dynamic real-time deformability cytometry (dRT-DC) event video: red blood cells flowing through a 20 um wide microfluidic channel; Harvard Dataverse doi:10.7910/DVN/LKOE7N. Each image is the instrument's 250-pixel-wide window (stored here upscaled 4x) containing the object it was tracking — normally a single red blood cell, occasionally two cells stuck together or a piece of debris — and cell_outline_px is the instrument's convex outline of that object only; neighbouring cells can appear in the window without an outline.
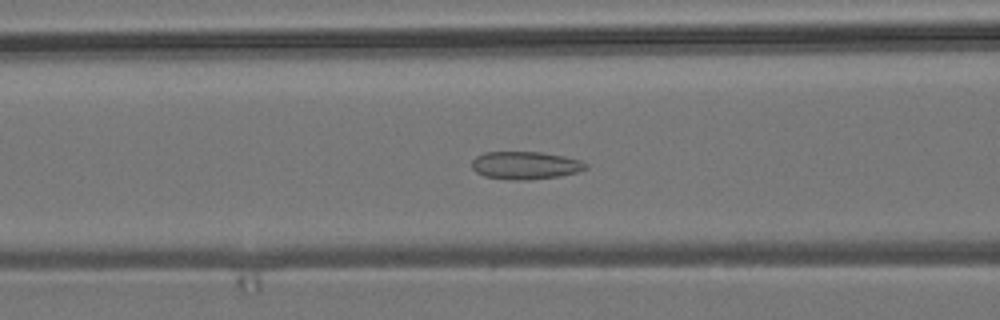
{"species": "common noctule bat (a hibernating species)", "species_latin": "Nyctalus noctula", "temperature_condition": "room temperature", "stored_images_in_passage": 43, "camera_frame_rate_fps": 3000, "um_per_image_px": 0.085, "animal": {"sex": "male", "body_mass_g": 19.2, "forearm_length_mm": 51.8}, "frame": {"image": 1, "passage_image": 18, "time_ms": 5.667, "image_size_px": [1000, 320], "cell_outline_px": [[588, 168], [576, 172], [560, 176], [528, 180], [516, 180], [484, 176], [476, 172], [472, 168], [472, 160], [476, 156], [484, 152], [540, 152], [564, 156], [580, 160], [588, 164]], "centroid_in_image_um": [44.65, 14.05], "position_along_channel_um": 121.9, "area_um2": 18.44}}
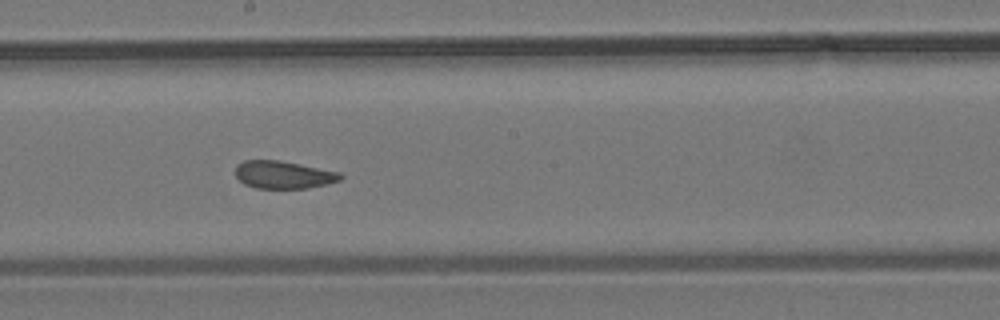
{"frame": {"image": 2, "passage_image": 26, "time_ms": 8.333, "image_size_px": [1000, 320], "cell_outline_px": [[344, 176], [340, 180], [328, 184], [308, 188], [256, 188], [244, 184], [236, 176], [236, 164], [244, 160], [280, 160], [340, 172]], "centroid_in_image_um": [24.1, 14.85], "position_along_channel_um": 224.1, "area_um2": 16.99}}
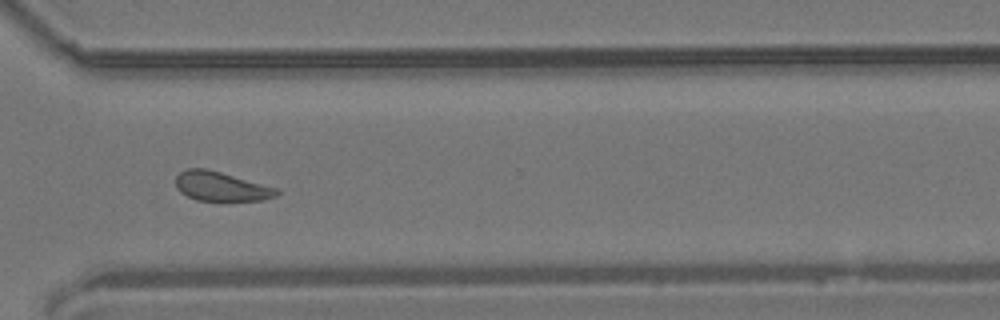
{"frame": {"image": 3, "passage_image": 36, "time_ms": 11.667, "image_size_px": [1000, 320], "cell_outline_px": [[280, 192], [276, 196], [264, 200], [196, 200], [180, 192], [176, 188], [176, 176], [180, 172], [188, 168], [204, 168], [220, 172], [280, 188]], "centroid_in_image_um": [18.82, 15.84], "position_along_channel_um": 351.8, "area_um2": 17.22}, "authors_computed_cell_mechanics": {"area_um2": 18.6694, "velocity_mm_per_s": 3.8356, "shape_relaxation_time_tau1_ms": null, "shape_relaxation_time_tau2_ms": 2.2196, "deformation_change_tau1": null, "deformation_change_tau2": 0.0784}}